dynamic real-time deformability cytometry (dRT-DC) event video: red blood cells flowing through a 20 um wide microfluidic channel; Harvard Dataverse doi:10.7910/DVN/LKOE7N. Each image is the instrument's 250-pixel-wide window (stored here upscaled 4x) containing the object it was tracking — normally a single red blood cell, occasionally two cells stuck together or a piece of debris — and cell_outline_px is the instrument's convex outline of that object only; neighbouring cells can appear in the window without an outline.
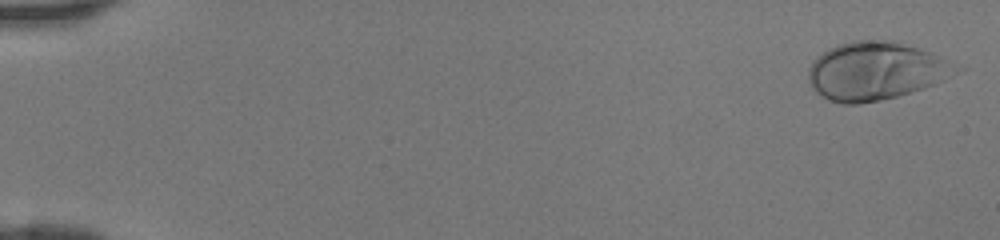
{"species": "human", "species_latin": "Homo sapiens", "temperature_condition": "room temperature", "stored_images_in_passage": 45, "camera_frame_rate_fps": 3000, "um_per_image_px": 0.085, "donor": {"sex": "female"}, "frame": {"image": 1, "passage_image": 1, "time_ms": 0.0, "image_size_px": [1000, 240], "cell_outline_px": [[944, 80], [936, 84], [924, 88], [896, 96], [880, 100], [860, 104], [844, 104], [828, 100], [820, 96], [812, 88], [808, 80], [808, 68], [812, 60], [816, 56], [828, 48], [836, 44], [852, 40], [892, 40], [920, 48], [928, 52], [940, 60]], "centroid_in_image_um": [74.13, 6.04], "position_along_channel_um": 10.9, "area_um2": 48.32}}
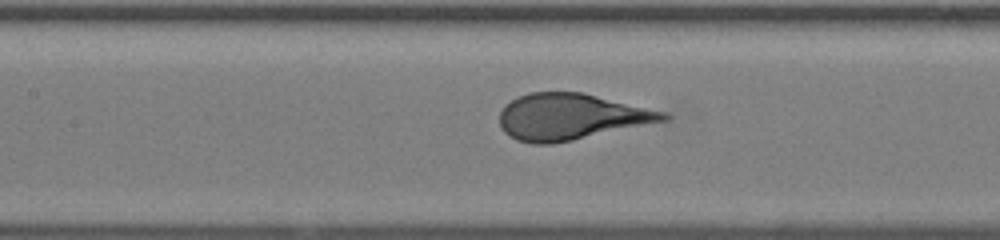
{"frame": {"image": 2, "passage_image": 22, "time_ms": 7.0, "image_size_px": [1000, 240], "cell_outline_px": [[672, 116], [668, 120], [572, 140], [552, 144], [532, 144], [516, 140], [508, 136], [500, 128], [500, 112], [504, 104], [528, 92], [584, 92], [668, 112]], "centroid_in_image_um": [48.54, 9.92], "position_along_channel_um": 158.9, "area_um2": 44.39}}
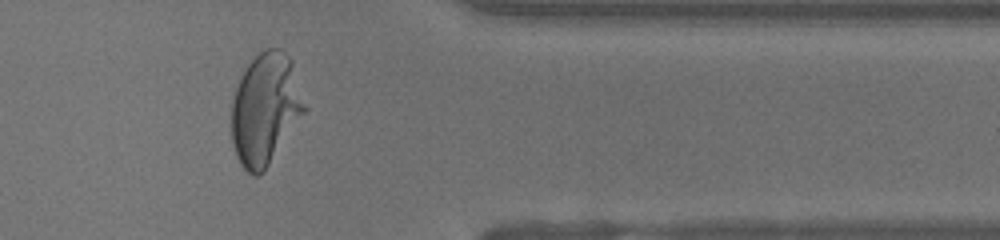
{"frame": {"image": 3, "passage_image": 38, "time_ms": 12.333, "image_size_px": [1000, 240], "cell_outline_px": [[308, 108], [264, 172], [256, 176], [252, 176], [240, 164], [236, 156], [232, 144], [232, 100], [236, 88], [248, 64], [264, 48], [280, 48], [292, 60]], "centroid_in_image_um": [22.58, 9.28], "position_along_channel_um": 388.8, "area_um2": 47.63}}